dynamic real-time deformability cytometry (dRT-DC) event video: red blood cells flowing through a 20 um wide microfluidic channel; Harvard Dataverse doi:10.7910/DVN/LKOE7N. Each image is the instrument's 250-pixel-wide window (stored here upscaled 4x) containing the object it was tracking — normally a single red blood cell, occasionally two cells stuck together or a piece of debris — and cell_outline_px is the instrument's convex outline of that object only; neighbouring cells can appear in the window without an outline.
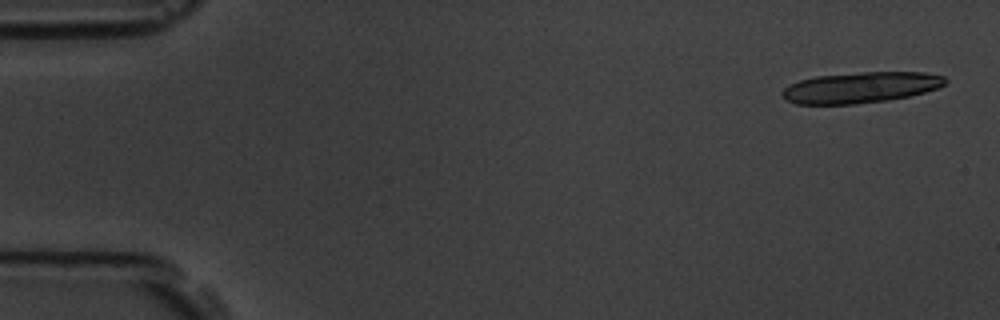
{"species": "common noctule bat (a hibernating species)", "species_latin": "Nyctalus noctula", "temperature_condition": "room temperature", "stored_images_in_passage": 6, "camera_frame_rate_fps": 3000, "um_per_image_px": 0.085, "animal": {"sex": "male", "body_mass_g": 19.5, "forearm_length_mm": 54.6}, "frame": {"image": 1, "passage_image": 1, "time_ms": 0.0, "image_size_px": [1000, 320], "cell_outline_px": [[948, 80], [944, 84], [936, 88], [924, 92], [908, 96], [888, 100], [856, 104], [796, 104], [780, 96], [780, 92], [788, 84], [800, 80], [816, 76], [860, 72], [924, 72], [944, 76]], "centroid_in_image_um": [73.12, 7.43], "position_along_channel_um": 11.9, "area_um2": 29.42}}